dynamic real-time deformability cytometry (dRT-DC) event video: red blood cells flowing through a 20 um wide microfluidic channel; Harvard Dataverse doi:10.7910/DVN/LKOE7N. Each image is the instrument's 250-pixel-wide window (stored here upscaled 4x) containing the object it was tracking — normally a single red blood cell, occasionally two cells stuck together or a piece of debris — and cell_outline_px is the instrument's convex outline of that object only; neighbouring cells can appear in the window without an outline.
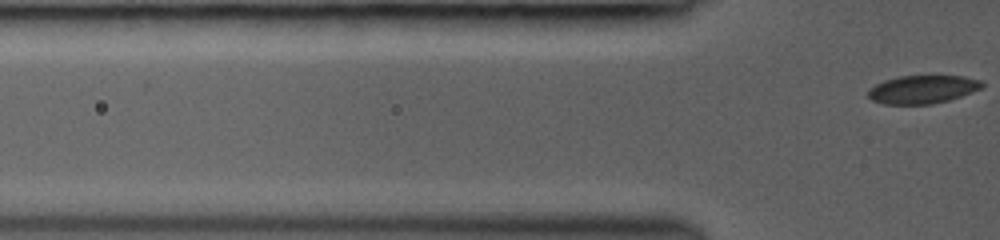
{"species": "common noctule bat (a hibernating species)", "species_latin": "Nyctalus noctula", "temperature_condition": "room temperature", "stored_images_in_passage": 3, "camera_frame_rate_fps": 3000, "um_per_image_px": 0.085, "animal": {"sex": "female", "body_mass_g": 19.0, "forearm_length_mm": 53.3}, "frame": {"image": 1, "passage_image": 3, "time_ms": 1.667, "image_size_px": [1000, 240], "cell_outline_px": [[984, 84], [980, 88], [972, 92], [948, 100], [932, 104], [884, 104], [872, 100], [868, 96], [868, 88], [884, 80], [900, 76], [964, 76], [980, 80]], "centroid_in_image_um": [78.39, 7.6], "position_along_channel_um": 47.4, "area_um2": 18.61}}